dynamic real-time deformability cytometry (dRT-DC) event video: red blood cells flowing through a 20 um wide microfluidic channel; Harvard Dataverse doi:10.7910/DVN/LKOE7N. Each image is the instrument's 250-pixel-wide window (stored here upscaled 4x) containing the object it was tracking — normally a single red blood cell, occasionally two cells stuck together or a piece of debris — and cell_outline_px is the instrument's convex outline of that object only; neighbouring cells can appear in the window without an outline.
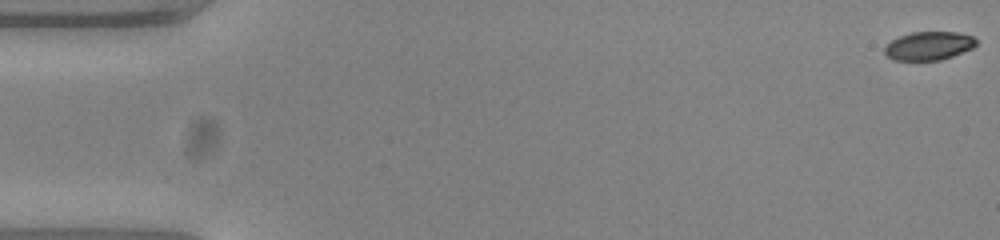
{"species": "common noctule bat (a hibernating species)", "species_latin": "Nyctalus noctula", "temperature_condition": "warm", "stored_images_in_passage": 55, "camera_frame_rate_fps": 3000, "um_per_image_px": 0.085, "animal": {"sex": "female", "body_mass_g": 23.0, "forearm_length_mm": 53.4}, "frame": {"image": 1, "passage_image": 1, "time_ms": 0.0, "image_size_px": [1000, 240], "cell_outline_px": [[976, 44], [972, 48], [952, 56], [940, 60], [892, 60], [884, 52], [884, 48], [892, 40], [900, 36], [912, 32], [956, 32], [972, 36], [976, 40]], "centroid_in_image_um": [78.94, 3.9], "position_along_channel_um": 6.1, "area_um2": 15.03}}
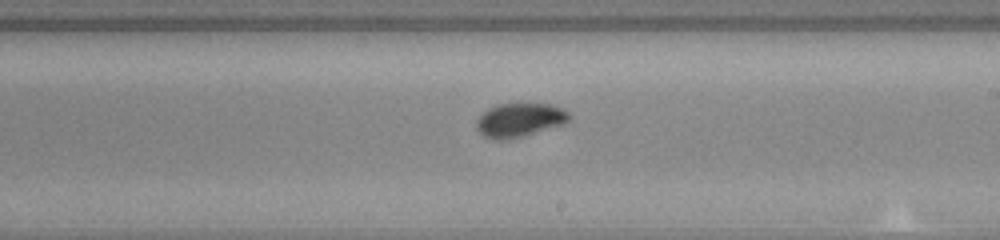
{"frame": {"image": 2, "passage_image": 32, "time_ms": 10.333, "image_size_px": [1000, 240], "cell_outline_px": [[572, 116], [564, 124], [520, 136], [500, 140], [496, 140], [484, 136], [476, 128], [476, 120], [488, 108], [496, 104], [552, 104], [568, 112]], "centroid_in_image_um": [44.15, 10.19], "position_along_channel_um": 244.8, "area_um2": 17.98}}
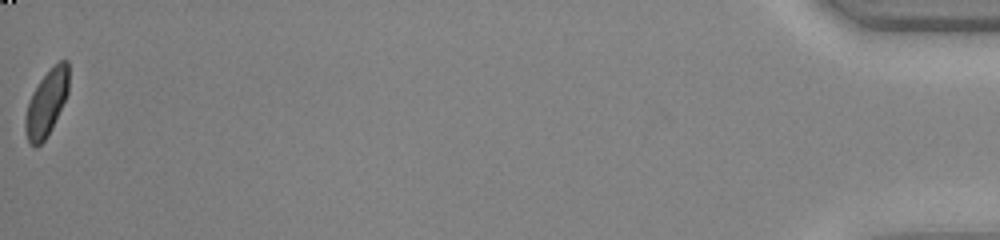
{"frame": {"image": 3, "passage_image": 55, "time_ms": 18.0, "image_size_px": [1000, 240], "cell_outline_px": [[68, 92], [52, 128], [44, 140], [36, 148], [28, 140], [24, 128], [24, 120], [28, 104], [32, 92], [40, 80], [60, 60], [68, 60]], "centroid_in_image_um": [3.94, 8.77], "position_along_channel_um": 431.3, "area_um2": 16.36}, "authors_computed_cell_mechanics": {"area_um2": 17.2822, "velocity_mm_per_s": 3.7856, "shape_relaxation_time_tau1_ms": 3.3175, "shape_relaxation_time_tau2_ms": 0.8615, "deformation_change_tau1": 0.1232, "deformation_change_tau2": 0.031}}